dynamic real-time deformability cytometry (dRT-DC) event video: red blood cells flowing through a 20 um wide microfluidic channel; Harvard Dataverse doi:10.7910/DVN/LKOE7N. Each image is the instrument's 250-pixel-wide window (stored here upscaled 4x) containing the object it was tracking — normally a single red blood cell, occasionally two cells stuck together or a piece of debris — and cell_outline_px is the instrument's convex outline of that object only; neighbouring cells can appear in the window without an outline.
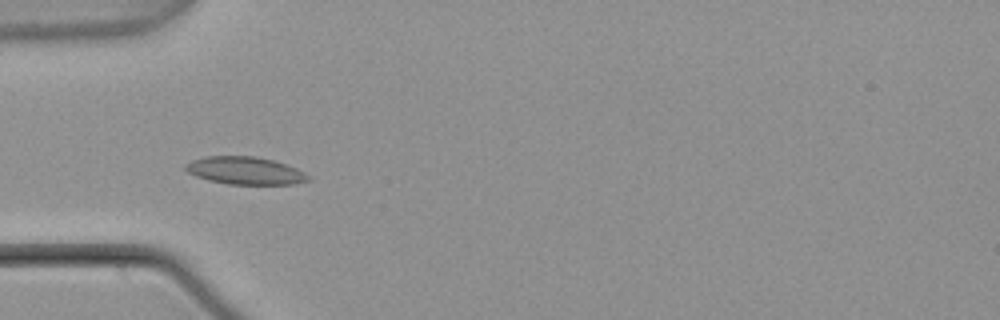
{"species": "common noctule bat (a hibernating species)", "species_latin": "Nyctalus noctula", "temperature_condition": "warm", "stored_images_in_passage": 8, "camera_frame_rate_fps": 3000, "um_per_image_px": 0.085, "animal": {"sex": "male", "body_mass_g": 21.5, "forearm_length_mm": 52.0}, "frame": {"image": 1, "passage_image": 5, "time_ms": 1.333, "image_size_px": [1000, 320], "cell_outline_px": [[312, 180], [296, 184], [228, 184], [208, 180], [196, 176], [188, 172], [184, 168], [184, 164], [192, 160], [204, 156], [256, 156], [272, 160], [296, 168], [312, 176]], "centroid_in_image_um": [20.85, 14.51], "position_along_channel_um": 64.2, "area_um2": 19.88}}
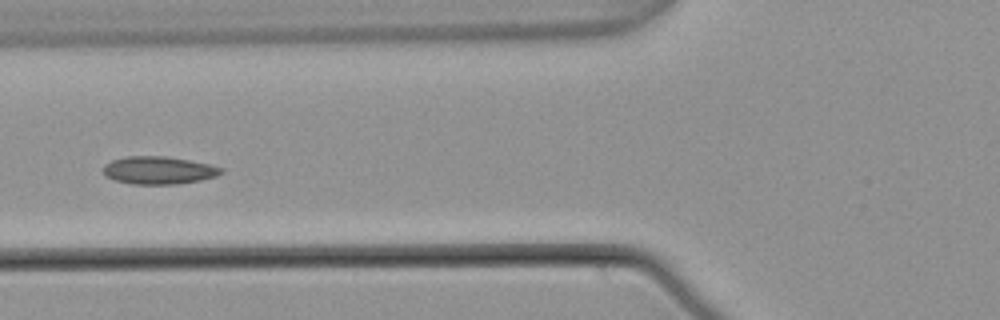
{"frame": {"image": 2, "passage_image": 6, "time_ms": 1.667, "image_size_px": [1000, 320], "cell_outline_px": [[224, 172], [216, 176], [200, 180], [176, 184], [132, 184], [116, 180], [104, 176], [104, 164], [112, 160], [124, 156], [164, 156], [188, 160], [208, 164], [224, 168]], "centroid_in_image_um": [13.48, 14.47], "position_along_channel_um": 112.3, "area_um2": 19.02}}
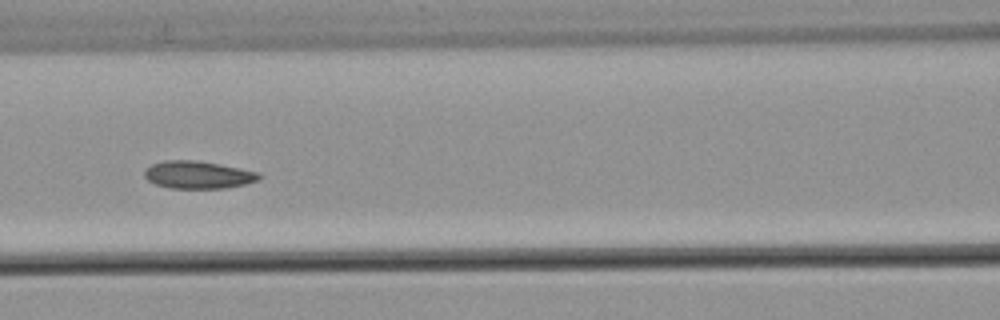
{"frame": {"image": 3, "passage_image": 7, "time_ms": 2.0, "image_size_px": [1000, 320], "cell_outline_px": [[264, 176], [260, 180], [244, 184], [224, 188], [168, 188], [156, 184], [148, 180], [144, 176], [144, 172], [152, 164], [164, 160], [196, 160], [220, 164], [260, 172]], "centroid_in_image_um": [16.88, 14.85], "position_along_channel_um": 149.7, "area_um2": 18.5}}